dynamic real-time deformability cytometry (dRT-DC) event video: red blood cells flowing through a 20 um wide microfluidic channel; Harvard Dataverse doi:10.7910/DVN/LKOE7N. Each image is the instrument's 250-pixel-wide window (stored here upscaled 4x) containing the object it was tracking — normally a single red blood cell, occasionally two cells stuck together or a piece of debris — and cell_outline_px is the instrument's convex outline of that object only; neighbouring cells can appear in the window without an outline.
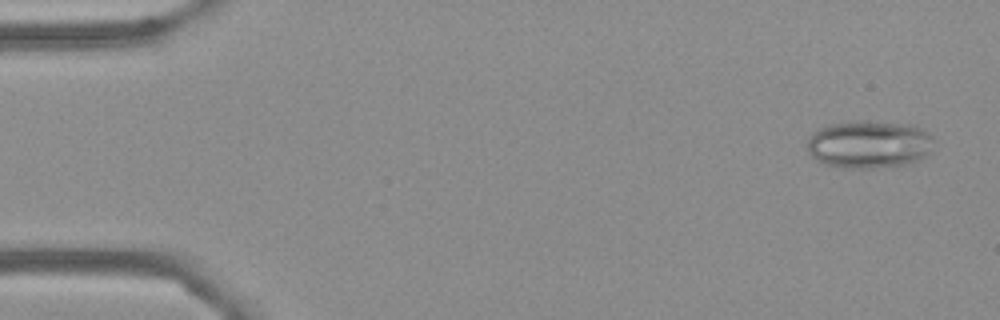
{"species": "Egyptian fruit bat (a non-hibernating species)", "species_latin": "Rousettus aegyptiacus", "temperature_condition": "cold", "stored_images_in_passage": 56, "camera_frame_rate_fps": 3000, "um_per_image_px": 0.085, "frame": {"image": 1, "passage_image": 3, "time_ms": 0.667, "image_size_px": [1000, 320], "cell_outline_px": [[932, 140], [928, 152], [924, 156], [908, 164], [872, 168], [840, 168], [824, 164], [816, 160], [808, 152], [808, 136], [812, 132], [828, 124], [852, 120], [868, 120], [912, 124], [928, 132], [932, 136]], "centroid_in_image_um": [73.82, 12.25], "position_along_channel_um": 11.2, "area_um2": 35.6}}
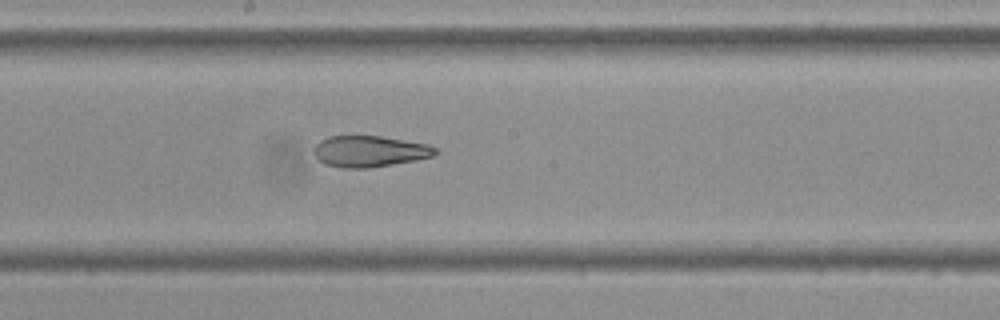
{"frame": {"image": 2, "passage_image": 30, "time_ms": 9.667, "image_size_px": [1000, 320], "cell_outline_px": [[440, 152], [432, 156], [416, 160], [368, 168], [344, 168], [324, 164], [316, 156], [316, 144], [320, 140], [328, 136], [380, 136], [428, 144], [436, 148]], "centroid_in_image_um": [31.44, 12.86], "position_along_channel_um": 216.8, "area_um2": 21.91}}
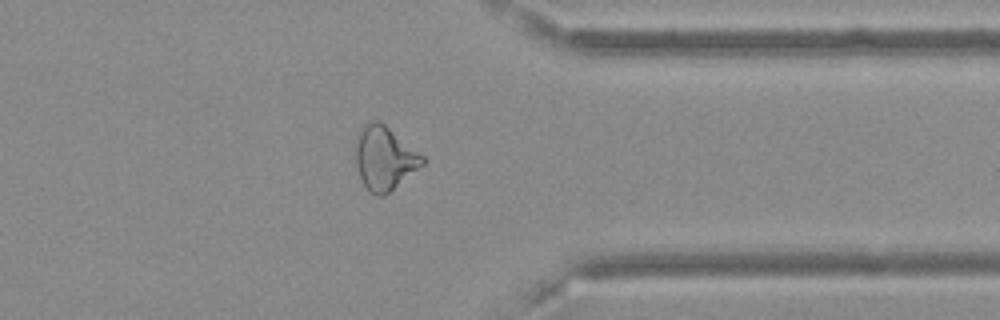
{"frame": {"image": 3, "passage_image": 44, "time_ms": 14.333, "image_size_px": [1000, 320], "cell_outline_px": [[428, 160], [424, 164], [384, 196], [376, 196], [368, 192], [360, 176], [352, 152], [356, 132], [364, 124], [372, 120], [380, 120], [424, 156]], "centroid_in_image_um": [32.63, 13.41], "position_along_channel_um": 378.8, "area_um2": 25.43}, "authors_computed_cell_mechanics": {"area_um2": 26.7614, "velocity_mm_per_s": 3.6223, "shape_relaxation_time_tau1_ms": null, "shape_relaxation_time_tau2_ms": 3.9065, "deformation_change_tau1": null, "deformation_change_tau2": 0.1131}}